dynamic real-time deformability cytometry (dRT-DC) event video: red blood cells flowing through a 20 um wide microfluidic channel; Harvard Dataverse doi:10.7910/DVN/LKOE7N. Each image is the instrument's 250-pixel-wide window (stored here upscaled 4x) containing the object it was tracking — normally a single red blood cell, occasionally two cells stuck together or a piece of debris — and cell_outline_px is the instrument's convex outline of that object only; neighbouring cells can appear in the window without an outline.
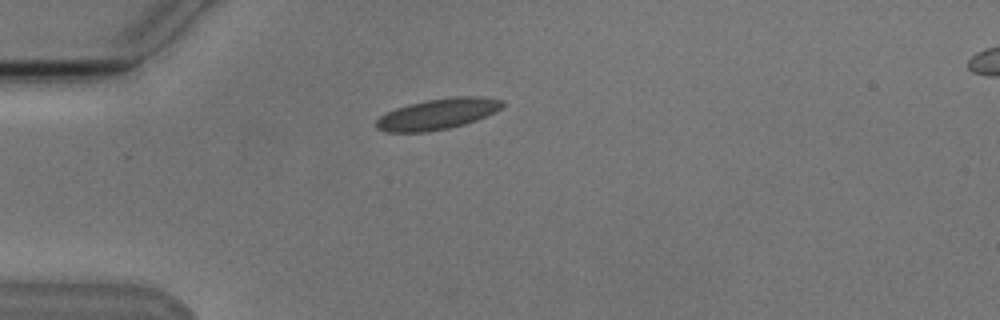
{"species": "Egyptian fruit bat (a non-hibernating species)", "species_latin": "Rousettus aegyptiacus", "temperature_condition": "cold", "stored_images_in_passage": 3, "camera_frame_rate_fps": 3000, "um_per_image_px": 0.085, "animal": {"sex": "male"}, "frame": {"image": 1, "passage_image": 1, "time_ms": 0.0, "image_size_px": [1000, 320], "cell_outline_px": [[504, 104], [500, 108], [476, 120], [464, 124], [448, 128], [424, 132], [388, 132], [376, 128], [376, 120], [380, 116], [396, 108], [408, 104], [428, 100], [456, 96], [484, 96], [504, 100]], "centroid_in_image_um": [37.2, 9.68], "position_along_channel_um": 47.8, "area_um2": 22.43}}
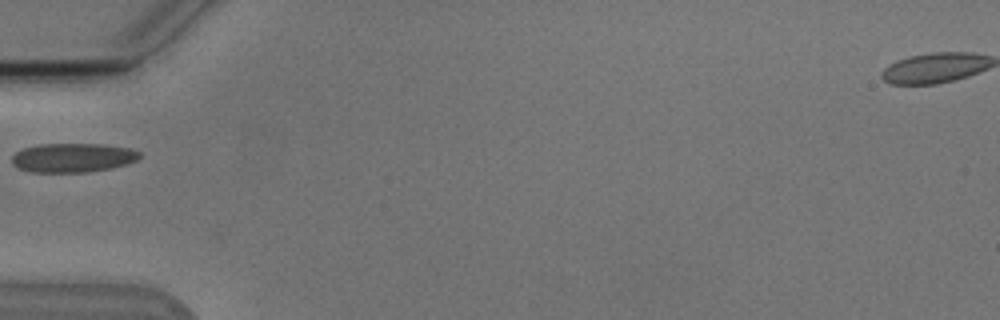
{"frame": {"image": 2, "passage_image": 2, "time_ms": 1.333, "image_size_px": [1000, 320], "cell_outline_px": [[140, 156], [136, 160], [128, 164], [112, 168], [88, 172], [32, 172], [16, 168], [12, 164], [12, 156], [16, 152], [24, 148], [40, 144], [104, 144], [132, 148], [140, 152]], "centroid_in_image_um": [6.2, 13.4], "position_along_channel_um": 78.8, "area_um2": 21.85}}